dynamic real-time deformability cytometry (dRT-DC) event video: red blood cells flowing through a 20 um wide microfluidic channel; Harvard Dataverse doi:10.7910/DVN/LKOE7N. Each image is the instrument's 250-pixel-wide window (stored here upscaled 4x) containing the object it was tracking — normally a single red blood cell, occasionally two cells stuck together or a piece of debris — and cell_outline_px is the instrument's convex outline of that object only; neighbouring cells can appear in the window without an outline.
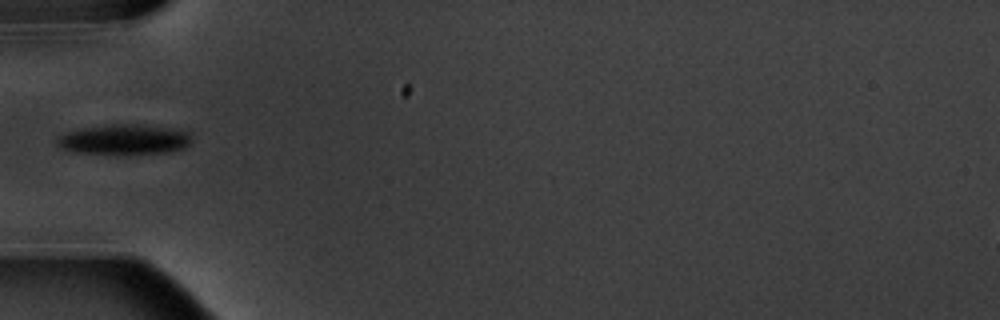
{"species": "common noctule bat (a hibernating species)", "species_latin": "Nyctalus noctula", "temperature_condition": "warm", "stored_images_in_passage": 3, "camera_frame_rate_fps": 3000, "um_per_image_px": 0.085, "animal": {"sex": "male", "body_mass_g": 20.1, "forearm_length_mm": 53.5}, "frame": {"image": 1, "passage_image": 2, "time_ms": 1.333, "image_size_px": [1000, 320], "cell_outline_px": [[192, 140], [184, 148], [168, 152], [120, 156], [116, 156], [72, 152], [56, 144], [56, 140], [60, 136], [68, 132], [84, 128], [116, 124], [128, 124], [168, 128], [184, 132]], "centroid_in_image_um": [10.5, 11.91], "position_along_channel_um": 74.5, "area_um2": 23.7}}